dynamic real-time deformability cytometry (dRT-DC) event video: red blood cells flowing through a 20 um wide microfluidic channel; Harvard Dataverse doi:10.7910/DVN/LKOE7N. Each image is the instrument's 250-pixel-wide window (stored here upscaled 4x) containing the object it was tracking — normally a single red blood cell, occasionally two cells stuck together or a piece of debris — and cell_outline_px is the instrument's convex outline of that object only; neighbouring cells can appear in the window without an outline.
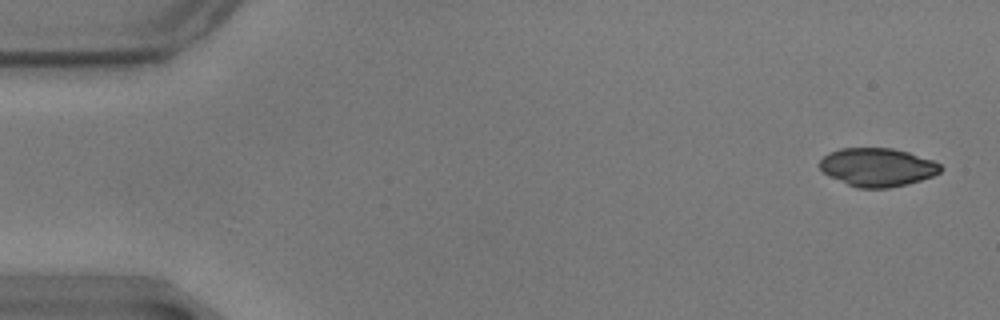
{"species": "common noctule bat (a hibernating species)", "species_latin": "Nyctalus noctula", "temperature_condition": "warm", "stored_images_in_passage": 30, "camera_frame_rate_fps": 3000, "um_per_image_px": 0.085, "animal": {"sex": "male", "body_mass_g": 17.9}, "frame": {"image": 1, "passage_image": 2, "time_ms": 0.333, "image_size_px": [1000, 320], "cell_outline_px": [[944, 168], [940, 172], [932, 176], [908, 184], [888, 188], [856, 188], [824, 172], [820, 168], [820, 160], [828, 152], [840, 148], [892, 148], [908, 152], [932, 160], [940, 164]], "centroid_in_image_um": [74.6, 14.21], "position_along_channel_um": 10.4, "area_um2": 26.88}}